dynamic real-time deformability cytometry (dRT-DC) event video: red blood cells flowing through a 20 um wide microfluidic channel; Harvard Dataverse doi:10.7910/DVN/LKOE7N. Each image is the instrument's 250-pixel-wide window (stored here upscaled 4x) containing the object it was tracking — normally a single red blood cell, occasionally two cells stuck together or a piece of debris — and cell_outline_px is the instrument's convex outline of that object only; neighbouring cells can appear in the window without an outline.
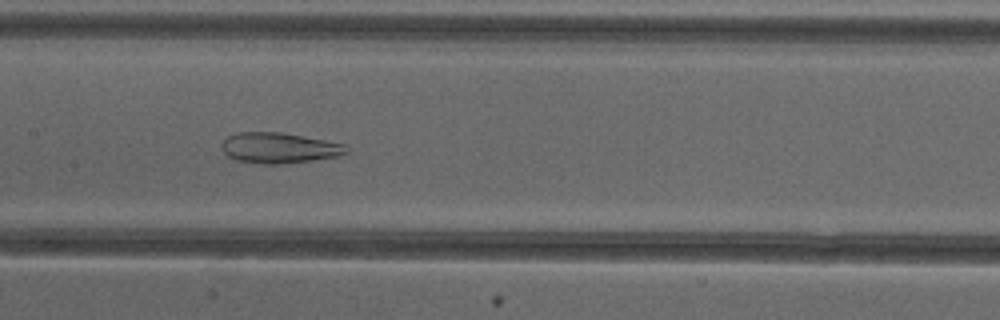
{"species": "common noctule bat (a hibernating species)", "species_latin": "Nyctalus noctula", "temperature_condition": "cold", "stored_images_in_passage": 54, "camera_frame_rate_fps": 3000, "um_per_image_px": 0.085, "animal": {"sex": "female"}, "frame": {"image": 1, "passage_image": 28, "time_ms": 9.0, "image_size_px": [1000, 320], "cell_outline_px": [[344, 152], [332, 156], [304, 160], [240, 160], [232, 156], [224, 148], [224, 140], [232, 136], [244, 132], [276, 132], [300, 136], [340, 144]], "centroid_in_image_um": [23.67, 12.49], "position_along_channel_um": 183.7, "area_um2": 19.13}}
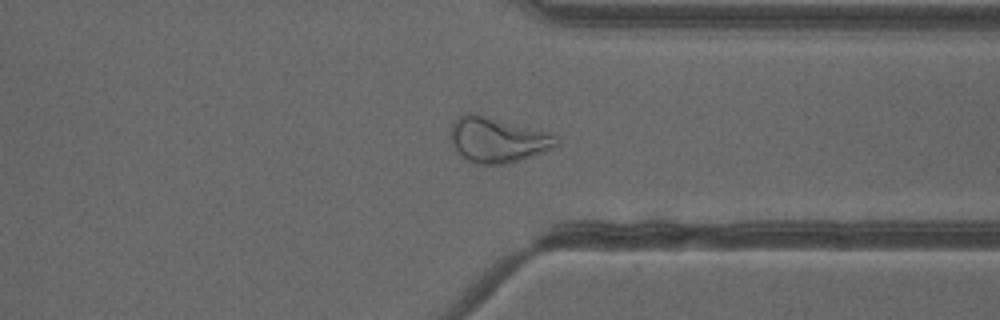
{"frame": {"image": 2, "passage_image": 42, "time_ms": 13.667, "image_size_px": [1000, 320], "cell_outline_px": [[548, 144], [544, 148], [524, 156], [512, 160], [472, 160], [464, 156], [456, 148], [452, 136], [452, 128], [464, 116], [476, 116], [548, 136]], "centroid_in_image_um": [42.04, 11.89], "position_along_channel_um": 369.4, "area_um2": 21.96}}
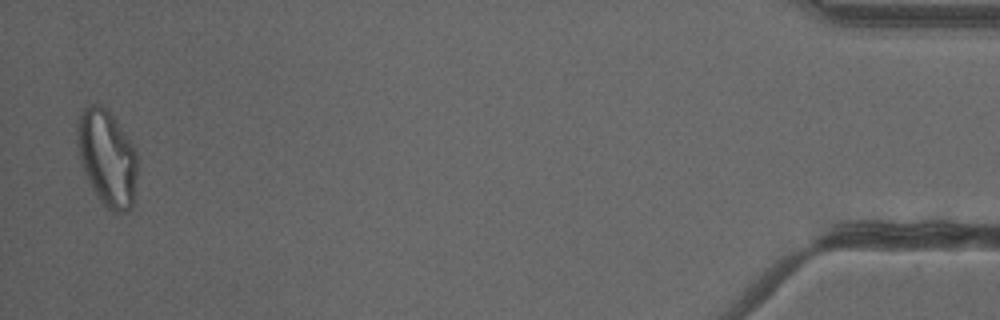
{"frame": {"image": 3, "passage_image": 53, "time_ms": 17.333, "image_size_px": [1000, 320], "cell_outline_px": [[132, 200], [128, 208], [124, 208], [108, 204], [100, 196], [88, 172], [80, 148], [80, 120], [84, 112], [88, 108], [100, 108], [112, 120], [132, 148]], "centroid_in_image_um": [9.09, 13.39], "position_along_channel_um": 426.1, "area_um2": 27.34}, "authors_computed_cell_mechanics": {"area_um2": 19.7676, "velocity_mm_per_s": 4.0138, "shape_relaxation_time_tau1_ms": null, "shape_relaxation_time_tau2_ms": 2.2548, "deformation_change_tau1": null, "deformation_change_tau2": 0.0959}}